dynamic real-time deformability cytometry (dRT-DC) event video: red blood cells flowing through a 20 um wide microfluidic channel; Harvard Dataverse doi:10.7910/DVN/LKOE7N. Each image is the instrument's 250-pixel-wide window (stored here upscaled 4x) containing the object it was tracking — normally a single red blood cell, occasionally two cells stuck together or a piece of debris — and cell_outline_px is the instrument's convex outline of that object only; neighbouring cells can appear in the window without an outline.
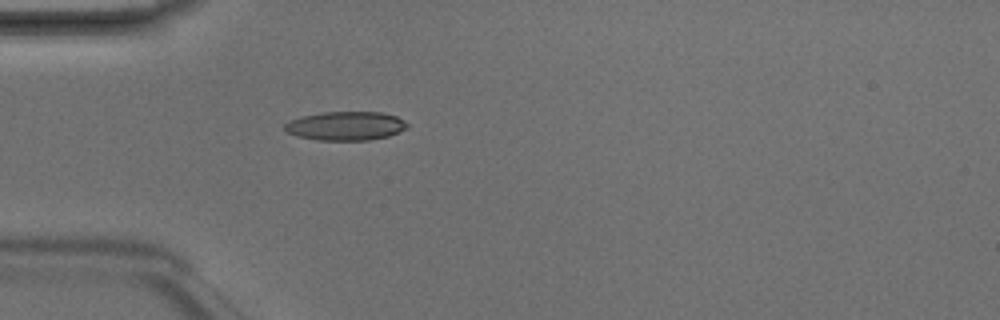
{"species": "Egyptian fruit bat (a non-hibernating species)", "species_latin": "Rousettus aegyptiacus", "temperature_condition": "room temperature", "stored_images_in_passage": 2, "camera_frame_rate_fps": 3000, "um_per_image_px": 0.085, "animal": {"sex": "male"}, "frame": {"image": 1, "passage_image": 2, "time_ms": 0.333, "image_size_px": [1000, 320], "cell_outline_px": [[408, 124], [400, 132], [388, 136], [368, 140], [316, 140], [296, 136], [284, 132], [284, 124], [292, 120], [304, 116], [324, 112], [380, 112], [396, 116], [404, 120]], "centroid_in_image_um": [29.36, 10.71], "position_along_channel_um": 55.6, "area_um2": 20.52}}